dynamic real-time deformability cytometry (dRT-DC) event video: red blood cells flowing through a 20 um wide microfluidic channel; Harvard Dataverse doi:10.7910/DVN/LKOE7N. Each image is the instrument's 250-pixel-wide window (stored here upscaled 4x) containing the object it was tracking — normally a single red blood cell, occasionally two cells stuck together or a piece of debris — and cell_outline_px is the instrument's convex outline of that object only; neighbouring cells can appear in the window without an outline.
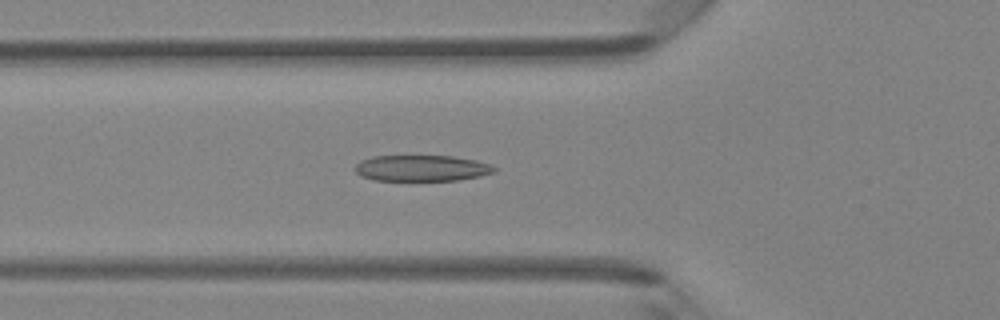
{"species": "Egyptian fruit bat (a non-hibernating species)", "species_latin": "Rousettus aegyptiacus", "temperature_condition": "room temperature", "stored_images_in_passage": 43, "camera_frame_rate_fps": 3000, "um_per_image_px": 0.085, "animal": {"sex": "female"}, "frame": {"image": 1, "passage_image": 13, "time_ms": 4.0, "image_size_px": [1000, 320], "cell_outline_px": [[496, 172], [480, 176], [460, 180], [376, 180], [360, 176], [356, 172], [356, 164], [360, 160], [372, 156], [452, 156], [476, 160], [488, 164], [496, 168]], "centroid_in_image_um": [35.84, 14.29], "position_along_channel_um": 90.0, "area_um2": 21.1}}
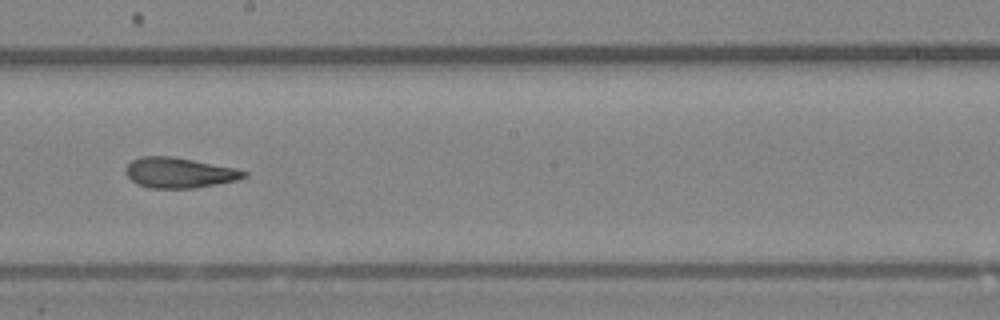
{"frame": {"image": 2, "passage_image": 23, "time_ms": 7.333, "image_size_px": [1000, 320], "cell_outline_px": [[248, 176], [236, 180], [196, 188], [152, 188], [136, 184], [124, 172], [124, 168], [132, 160], [140, 156], [172, 156], [236, 168], [248, 172]], "centroid_in_image_um": [15.22, 14.68], "position_along_channel_um": 233.0, "area_um2": 20.98}}
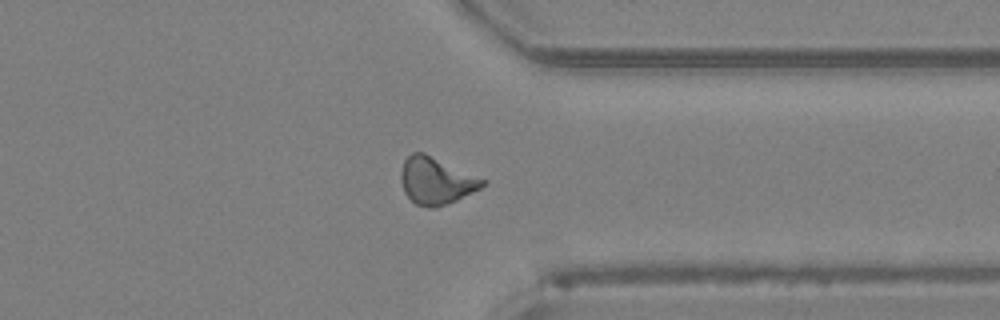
{"frame": {"image": 3, "passage_image": 33, "time_ms": 10.667, "image_size_px": [1000, 320], "cell_outline_px": [[488, 184], [448, 204], [432, 208], [428, 208], [416, 204], [404, 192], [400, 180], [400, 172], [404, 160], [412, 152], [424, 152], [488, 180]], "centroid_in_image_um": [37.08, 15.35], "position_along_channel_um": 374.3, "area_um2": 22.54}, "authors_computed_cell_mechanics": {"area_um2": 21.4438, "velocity_mm_per_s": 4.2815, "shape_relaxation_time_tau1_ms": 4.9595, "shape_relaxation_time_tau2_ms": 2.5173, "deformation_change_tau1": 0.1694, "deformation_change_tau2": 0.0946}}